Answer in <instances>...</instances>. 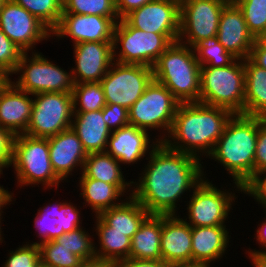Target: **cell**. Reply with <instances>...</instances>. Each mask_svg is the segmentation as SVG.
<instances>
[{"instance_id": "cell-31", "label": "cell", "mask_w": 266, "mask_h": 267, "mask_svg": "<svg viewBox=\"0 0 266 267\" xmlns=\"http://www.w3.org/2000/svg\"><path fill=\"white\" fill-rule=\"evenodd\" d=\"M80 177L93 178L109 184H132L124 179L121 163L106 151L87 154Z\"/></svg>"}, {"instance_id": "cell-47", "label": "cell", "mask_w": 266, "mask_h": 267, "mask_svg": "<svg viewBox=\"0 0 266 267\" xmlns=\"http://www.w3.org/2000/svg\"><path fill=\"white\" fill-rule=\"evenodd\" d=\"M125 267H168V264L161 260L128 258L121 261Z\"/></svg>"}, {"instance_id": "cell-9", "label": "cell", "mask_w": 266, "mask_h": 267, "mask_svg": "<svg viewBox=\"0 0 266 267\" xmlns=\"http://www.w3.org/2000/svg\"><path fill=\"white\" fill-rule=\"evenodd\" d=\"M31 55V56H30ZM23 53L16 70V81L9 80L19 89L36 95L45 92L72 93V72L62 69L40 52ZM17 73V74H16Z\"/></svg>"}, {"instance_id": "cell-58", "label": "cell", "mask_w": 266, "mask_h": 267, "mask_svg": "<svg viewBox=\"0 0 266 267\" xmlns=\"http://www.w3.org/2000/svg\"><path fill=\"white\" fill-rule=\"evenodd\" d=\"M261 40H266V31L263 33V35L260 37Z\"/></svg>"}, {"instance_id": "cell-13", "label": "cell", "mask_w": 266, "mask_h": 267, "mask_svg": "<svg viewBox=\"0 0 266 267\" xmlns=\"http://www.w3.org/2000/svg\"><path fill=\"white\" fill-rule=\"evenodd\" d=\"M222 0H180L178 41L193 47L198 41L217 36Z\"/></svg>"}, {"instance_id": "cell-17", "label": "cell", "mask_w": 266, "mask_h": 267, "mask_svg": "<svg viewBox=\"0 0 266 267\" xmlns=\"http://www.w3.org/2000/svg\"><path fill=\"white\" fill-rule=\"evenodd\" d=\"M73 48V82H101L114 62L113 42H82L73 45Z\"/></svg>"}, {"instance_id": "cell-42", "label": "cell", "mask_w": 266, "mask_h": 267, "mask_svg": "<svg viewBox=\"0 0 266 267\" xmlns=\"http://www.w3.org/2000/svg\"><path fill=\"white\" fill-rule=\"evenodd\" d=\"M243 193L253 197L266 211V170L256 173L244 186Z\"/></svg>"}, {"instance_id": "cell-46", "label": "cell", "mask_w": 266, "mask_h": 267, "mask_svg": "<svg viewBox=\"0 0 266 267\" xmlns=\"http://www.w3.org/2000/svg\"><path fill=\"white\" fill-rule=\"evenodd\" d=\"M153 0H115V8L119 19H123L131 11L142 7Z\"/></svg>"}, {"instance_id": "cell-49", "label": "cell", "mask_w": 266, "mask_h": 267, "mask_svg": "<svg viewBox=\"0 0 266 267\" xmlns=\"http://www.w3.org/2000/svg\"><path fill=\"white\" fill-rule=\"evenodd\" d=\"M111 262L112 261L106 260L104 258L95 257L91 259L82 260L79 267H108Z\"/></svg>"}, {"instance_id": "cell-41", "label": "cell", "mask_w": 266, "mask_h": 267, "mask_svg": "<svg viewBox=\"0 0 266 267\" xmlns=\"http://www.w3.org/2000/svg\"><path fill=\"white\" fill-rule=\"evenodd\" d=\"M104 121L110 131L129 125L128 109L117 104H106L102 109Z\"/></svg>"}, {"instance_id": "cell-29", "label": "cell", "mask_w": 266, "mask_h": 267, "mask_svg": "<svg viewBox=\"0 0 266 267\" xmlns=\"http://www.w3.org/2000/svg\"><path fill=\"white\" fill-rule=\"evenodd\" d=\"M244 67L246 83L243 115L266 118V70L250 58L244 60Z\"/></svg>"}, {"instance_id": "cell-43", "label": "cell", "mask_w": 266, "mask_h": 267, "mask_svg": "<svg viewBox=\"0 0 266 267\" xmlns=\"http://www.w3.org/2000/svg\"><path fill=\"white\" fill-rule=\"evenodd\" d=\"M15 135L8 129L0 126V172L11 167L13 160Z\"/></svg>"}, {"instance_id": "cell-51", "label": "cell", "mask_w": 266, "mask_h": 267, "mask_svg": "<svg viewBox=\"0 0 266 267\" xmlns=\"http://www.w3.org/2000/svg\"><path fill=\"white\" fill-rule=\"evenodd\" d=\"M254 267H266V257L261 252H245Z\"/></svg>"}, {"instance_id": "cell-4", "label": "cell", "mask_w": 266, "mask_h": 267, "mask_svg": "<svg viewBox=\"0 0 266 267\" xmlns=\"http://www.w3.org/2000/svg\"><path fill=\"white\" fill-rule=\"evenodd\" d=\"M200 69L192 47L173 42L152 66L154 80L179 103L200 102Z\"/></svg>"}, {"instance_id": "cell-5", "label": "cell", "mask_w": 266, "mask_h": 267, "mask_svg": "<svg viewBox=\"0 0 266 267\" xmlns=\"http://www.w3.org/2000/svg\"><path fill=\"white\" fill-rule=\"evenodd\" d=\"M245 83L242 59H236L229 66H201L200 102L226 108L234 114H243Z\"/></svg>"}, {"instance_id": "cell-40", "label": "cell", "mask_w": 266, "mask_h": 267, "mask_svg": "<svg viewBox=\"0 0 266 267\" xmlns=\"http://www.w3.org/2000/svg\"><path fill=\"white\" fill-rule=\"evenodd\" d=\"M25 243L8 253L3 267H37L40 264L39 246L33 243L29 244V242Z\"/></svg>"}, {"instance_id": "cell-22", "label": "cell", "mask_w": 266, "mask_h": 267, "mask_svg": "<svg viewBox=\"0 0 266 267\" xmlns=\"http://www.w3.org/2000/svg\"><path fill=\"white\" fill-rule=\"evenodd\" d=\"M49 157L55 174L66 182L72 172L80 169L82 172L87 152L72 128L61 131L48 138ZM76 167V168H75Z\"/></svg>"}, {"instance_id": "cell-24", "label": "cell", "mask_w": 266, "mask_h": 267, "mask_svg": "<svg viewBox=\"0 0 266 267\" xmlns=\"http://www.w3.org/2000/svg\"><path fill=\"white\" fill-rule=\"evenodd\" d=\"M226 227H192V263L211 267L210 264L223 258L231 238Z\"/></svg>"}, {"instance_id": "cell-55", "label": "cell", "mask_w": 266, "mask_h": 267, "mask_svg": "<svg viewBox=\"0 0 266 267\" xmlns=\"http://www.w3.org/2000/svg\"><path fill=\"white\" fill-rule=\"evenodd\" d=\"M2 215H3V214H0V243H1V245H2V242L4 241V240H3L4 238H3L2 234H1V233H2V230H1V229H2V228H1V226H2L1 222H2V221H1V219L3 218Z\"/></svg>"}, {"instance_id": "cell-1", "label": "cell", "mask_w": 266, "mask_h": 267, "mask_svg": "<svg viewBox=\"0 0 266 267\" xmlns=\"http://www.w3.org/2000/svg\"><path fill=\"white\" fill-rule=\"evenodd\" d=\"M145 159L149 161L141 176L132 182V196L149 214L177 215V203L184 193L191 192L206 177L203 162L193 155L169 149L163 142Z\"/></svg>"}, {"instance_id": "cell-38", "label": "cell", "mask_w": 266, "mask_h": 267, "mask_svg": "<svg viewBox=\"0 0 266 267\" xmlns=\"http://www.w3.org/2000/svg\"><path fill=\"white\" fill-rule=\"evenodd\" d=\"M83 227H79L71 232L62 234L56 239L57 242H63L73 254L82 260L95 258V242Z\"/></svg>"}, {"instance_id": "cell-10", "label": "cell", "mask_w": 266, "mask_h": 267, "mask_svg": "<svg viewBox=\"0 0 266 267\" xmlns=\"http://www.w3.org/2000/svg\"><path fill=\"white\" fill-rule=\"evenodd\" d=\"M31 118L25 132L36 138H49L71 128L73 119L72 93L45 92L32 95Z\"/></svg>"}, {"instance_id": "cell-39", "label": "cell", "mask_w": 266, "mask_h": 267, "mask_svg": "<svg viewBox=\"0 0 266 267\" xmlns=\"http://www.w3.org/2000/svg\"><path fill=\"white\" fill-rule=\"evenodd\" d=\"M23 53L0 28V73L4 77L9 79L14 74Z\"/></svg>"}, {"instance_id": "cell-21", "label": "cell", "mask_w": 266, "mask_h": 267, "mask_svg": "<svg viewBox=\"0 0 266 267\" xmlns=\"http://www.w3.org/2000/svg\"><path fill=\"white\" fill-rule=\"evenodd\" d=\"M180 215H162L161 255L169 264L192 263V227Z\"/></svg>"}, {"instance_id": "cell-44", "label": "cell", "mask_w": 266, "mask_h": 267, "mask_svg": "<svg viewBox=\"0 0 266 267\" xmlns=\"http://www.w3.org/2000/svg\"><path fill=\"white\" fill-rule=\"evenodd\" d=\"M266 170V119L259 125L254 156V175Z\"/></svg>"}, {"instance_id": "cell-12", "label": "cell", "mask_w": 266, "mask_h": 267, "mask_svg": "<svg viewBox=\"0 0 266 267\" xmlns=\"http://www.w3.org/2000/svg\"><path fill=\"white\" fill-rule=\"evenodd\" d=\"M153 79L152 67L114 61L101 79L106 104H117L129 109Z\"/></svg>"}, {"instance_id": "cell-60", "label": "cell", "mask_w": 266, "mask_h": 267, "mask_svg": "<svg viewBox=\"0 0 266 267\" xmlns=\"http://www.w3.org/2000/svg\"><path fill=\"white\" fill-rule=\"evenodd\" d=\"M37 267H50V266H47V265H44L40 262V264L37 266Z\"/></svg>"}, {"instance_id": "cell-8", "label": "cell", "mask_w": 266, "mask_h": 267, "mask_svg": "<svg viewBox=\"0 0 266 267\" xmlns=\"http://www.w3.org/2000/svg\"><path fill=\"white\" fill-rule=\"evenodd\" d=\"M178 105L179 101L172 93L153 79L141 97L128 109L129 125L147 132L161 129L160 136L163 135L157 136L158 141L163 142L171 130Z\"/></svg>"}, {"instance_id": "cell-7", "label": "cell", "mask_w": 266, "mask_h": 267, "mask_svg": "<svg viewBox=\"0 0 266 267\" xmlns=\"http://www.w3.org/2000/svg\"><path fill=\"white\" fill-rule=\"evenodd\" d=\"M178 38L179 34H157L139 30L123 18L116 23L114 29L113 59L122 64L152 67L158 57L173 42L178 41Z\"/></svg>"}, {"instance_id": "cell-56", "label": "cell", "mask_w": 266, "mask_h": 267, "mask_svg": "<svg viewBox=\"0 0 266 267\" xmlns=\"http://www.w3.org/2000/svg\"><path fill=\"white\" fill-rule=\"evenodd\" d=\"M7 80L6 77H4L1 73H0V86Z\"/></svg>"}, {"instance_id": "cell-15", "label": "cell", "mask_w": 266, "mask_h": 267, "mask_svg": "<svg viewBox=\"0 0 266 267\" xmlns=\"http://www.w3.org/2000/svg\"><path fill=\"white\" fill-rule=\"evenodd\" d=\"M119 17L62 13L59 24L51 32L52 39H72L73 45L82 42H113L114 29Z\"/></svg>"}, {"instance_id": "cell-34", "label": "cell", "mask_w": 266, "mask_h": 267, "mask_svg": "<svg viewBox=\"0 0 266 267\" xmlns=\"http://www.w3.org/2000/svg\"><path fill=\"white\" fill-rule=\"evenodd\" d=\"M39 21L51 32L59 24L63 13V0H13Z\"/></svg>"}, {"instance_id": "cell-11", "label": "cell", "mask_w": 266, "mask_h": 267, "mask_svg": "<svg viewBox=\"0 0 266 267\" xmlns=\"http://www.w3.org/2000/svg\"><path fill=\"white\" fill-rule=\"evenodd\" d=\"M212 183L204 177L186 201L188 217L184 216V220L188 219L191 227L226 226L225 221L237 197L230 189L221 190Z\"/></svg>"}, {"instance_id": "cell-59", "label": "cell", "mask_w": 266, "mask_h": 267, "mask_svg": "<svg viewBox=\"0 0 266 267\" xmlns=\"http://www.w3.org/2000/svg\"><path fill=\"white\" fill-rule=\"evenodd\" d=\"M222 1H224L226 3H234L235 0H222Z\"/></svg>"}, {"instance_id": "cell-52", "label": "cell", "mask_w": 266, "mask_h": 267, "mask_svg": "<svg viewBox=\"0 0 266 267\" xmlns=\"http://www.w3.org/2000/svg\"><path fill=\"white\" fill-rule=\"evenodd\" d=\"M168 267H206V266L190 263V264H169Z\"/></svg>"}, {"instance_id": "cell-26", "label": "cell", "mask_w": 266, "mask_h": 267, "mask_svg": "<svg viewBox=\"0 0 266 267\" xmlns=\"http://www.w3.org/2000/svg\"><path fill=\"white\" fill-rule=\"evenodd\" d=\"M71 128L89 153L106 151L111 131L107 127L102 109L90 112H73Z\"/></svg>"}, {"instance_id": "cell-25", "label": "cell", "mask_w": 266, "mask_h": 267, "mask_svg": "<svg viewBox=\"0 0 266 267\" xmlns=\"http://www.w3.org/2000/svg\"><path fill=\"white\" fill-rule=\"evenodd\" d=\"M78 179L80 180H78L77 186L81 190V196L79 197L84 199L83 204L89 206L95 216L102 211L119 205L120 201H123L121 196L122 198L124 195L126 196L128 191L130 192L128 195L132 196V190H130L132 189V184H109L88 177H79Z\"/></svg>"}, {"instance_id": "cell-20", "label": "cell", "mask_w": 266, "mask_h": 267, "mask_svg": "<svg viewBox=\"0 0 266 267\" xmlns=\"http://www.w3.org/2000/svg\"><path fill=\"white\" fill-rule=\"evenodd\" d=\"M148 133L150 134L133 125L111 131L106 152L117 159L121 165H132L135 162L137 164L160 143L158 138L151 141Z\"/></svg>"}, {"instance_id": "cell-18", "label": "cell", "mask_w": 266, "mask_h": 267, "mask_svg": "<svg viewBox=\"0 0 266 267\" xmlns=\"http://www.w3.org/2000/svg\"><path fill=\"white\" fill-rule=\"evenodd\" d=\"M79 209L75 204L69 202L47 203L38 209L34 218V227L37 229V236L40 241L33 244H40L56 240L62 234L71 232L82 227V220ZM81 224V225H80Z\"/></svg>"}, {"instance_id": "cell-37", "label": "cell", "mask_w": 266, "mask_h": 267, "mask_svg": "<svg viewBox=\"0 0 266 267\" xmlns=\"http://www.w3.org/2000/svg\"><path fill=\"white\" fill-rule=\"evenodd\" d=\"M63 13L118 17L115 0H63Z\"/></svg>"}, {"instance_id": "cell-23", "label": "cell", "mask_w": 266, "mask_h": 267, "mask_svg": "<svg viewBox=\"0 0 266 267\" xmlns=\"http://www.w3.org/2000/svg\"><path fill=\"white\" fill-rule=\"evenodd\" d=\"M9 79L0 86V126L15 136L25 134L32 113L33 98Z\"/></svg>"}, {"instance_id": "cell-2", "label": "cell", "mask_w": 266, "mask_h": 267, "mask_svg": "<svg viewBox=\"0 0 266 267\" xmlns=\"http://www.w3.org/2000/svg\"><path fill=\"white\" fill-rule=\"evenodd\" d=\"M233 115L226 108L201 102L179 103L163 143L174 151L207 158Z\"/></svg>"}, {"instance_id": "cell-57", "label": "cell", "mask_w": 266, "mask_h": 267, "mask_svg": "<svg viewBox=\"0 0 266 267\" xmlns=\"http://www.w3.org/2000/svg\"><path fill=\"white\" fill-rule=\"evenodd\" d=\"M7 0H0V12Z\"/></svg>"}, {"instance_id": "cell-16", "label": "cell", "mask_w": 266, "mask_h": 267, "mask_svg": "<svg viewBox=\"0 0 266 267\" xmlns=\"http://www.w3.org/2000/svg\"><path fill=\"white\" fill-rule=\"evenodd\" d=\"M180 0H153L127 14L134 28L157 34H179Z\"/></svg>"}, {"instance_id": "cell-54", "label": "cell", "mask_w": 266, "mask_h": 267, "mask_svg": "<svg viewBox=\"0 0 266 267\" xmlns=\"http://www.w3.org/2000/svg\"><path fill=\"white\" fill-rule=\"evenodd\" d=\"M248 249L249 250L246 251V252H261L266 257V248L264 250H262V249L261 250L260 249L259 250H255V249L254 250L253 249L251 250V248L249 247Z\"/></svg>"}, {"instance_id": "cell-33", "label": "cell", "mask_w": 266, "mask_h": 267, "mask_svg": "<svg viewBox=\"0 0 266 267\" xmlns=\"http://www.w3.org/2000/svg\"><path fill=\"white\" fill-rule=\"evenodd\" d=\"M73 112L101 110L106 105L101 82L74 83Z\"/></svg>"}, {"instance_id": "cell-53", "label": "cell", "mask_w": 266, "mask_h": 267, "mask_svg": "<svg viewBox=\"0 0 266 267\" xmlns=\"http://www.w3.org/2000/svg\"><path fill=\"white\" fill-rule=\"evenodd\" d=\"M108 267H125L122 262L113 261L111 262Z\"/></svg>"}, {"instance_id": "cell-45", "label": "cell", "mask_w": 266, "mask_h": 267, "mask_svg": "<svg viewBox=\"0 0 266 267\" xmlns=\"http://www.w3.org/2000/svg\"><path fill=\"white\" fill-rule=\"evenodd\" d=\"M249 58L256 65L266 70V40L255 39Z\"/></svg>"}, {"instance_id": "cell-32", "label": "cell", "mask_w": 266, "mask_h": 267, "mask_svg": "<svg viewBox=\"0 0 266 267\" xmlns=\"http://www.w3.org/2000/svg\"><path fill=\"white\" fill-rule=\"evenodd\" d=\"M192 49L200 66H229L237 59L224 48L217 36L198 41Z\"/></svg>"}, {"instance_id": "cell-3", "label": "cell", "mask_w": 266, "mask_h": 267, "mask_svg": "<svg viewBox=\"0 0 266 267\" xmlns=\"http://www.w3.org/2000/svg\"><path fill=\"white\" fill-rule=\"evenodd\" d=\"M261 116L234 114L208 158L220 163L233 178L235 190L244 192V186L254 177V156Z\"/></svg>"}, {"instance_id": "cell-6", "label": "cell", "mask_w": 266, "mask_h": 267, "mask_svg": "<svg viewBox=\"0 0 266 267\" xmlns=\"http://www.w3.org/2000/svg\"><path fill=\"white\" fill-rule=\"evenodd\" d=\"M48 138H36L26 134L15 136L13 160L17 184L20 187L42 184L45 190L59 188L63 182L53 170L49 157ZM52 187V188H50Z\"/></svg>"}, {"instance_id": "cell-35", "label": "cell", "mask_w": 266, "mask_h": 267, "mask_svg": "<svg viewBox=\"0 0 266 267\" xmlns=\"http://www.w3.org/2000/svg\"><path fill=\"white\" fill-rule=\"evenodd\" d=\"M41 263L50 267H79L82 259L56 240L38 244Z\"/></svg>"}, {"instance_id": "cell-27", "label": "cell", "mask_w": 266, "mask_h": 267, "mask_svg": "<svg viewBox=\"0 0 266 267\" xmlns=\"http://www.w3.org/2000/svg\"><path fill=\"white\" fill-rule=\"evenodd\" d=\"M126 197L119 205L98 216L111 227V231L125 233L131 239L149 213L133 196Z\"/></svg>"}, {"instance_id": "cell-30", "label": "cell", "mask_w": 266, "mask_h": 267, "mask_svg": "<svg viewBox=\"0 0 266 267\" xmlns=\"http://www.w3.org/2000/svg\"><path fill=\"white\" fill-rule=\"evenodd\" d=\"M95 227H93L98 236V246L95 245V254L98 258H104L110 261L121 262L129 258L131 239L119 231H111L98 215L95 216Z\"/></svg>"}, {"instance_id": "cell-19", "label": "cell", "mask_w": 266, "mask_h": 267, "mask_svg": "<svg viewBox=\"0 0 266 267\" xmlns=\"http://www.w3.org/2000/svg\"><path fill=\"white\" fill-rule=\"evenodd\" d=\"M218 41L237 59L250 57L255 38L248 31L245 19L235 3H227L221 13Z\"/></svg>"}, {"instance_id": "cell-50", "label": "cell", "mask_w": 266, "mask_h": 267, "mask_svg": "<svg viewBox=\"0 0 266 267\" xmlns=\"http://www.w3.org/2000/svg\"><path fill=\"white\" fill-rule=\"evenodd\" d=\"M14 193H10L7 189L3 187V185H0V214L3 213V208L10 205V202H13L14 199Z\"/></svg>"}, {"instance_id": "cell-36", "label": "cell", "mask_w": 266, "mask_h": 267, "mask_svg": "<svg viewBox=\"0 0 266 267\" xmlns=\"http://www.w3.org/2000/svg\"><path fill=\"white\" fill-rule=\"evenodd\" d=\"M241 10L248 31L253 37L260 38L266 31V0H235Z\"/></svg>"}, {"instance_id": "cell-14", "label": "cell", "mask_w": 266, "mask_h": 267, "mask_svg": "<svg viewBox=\"0 0 266 267\" xmlns=\"http://www.w3.org/2000/svg\"><path fill=\"white\" fill-rule=\"evenodd\" d=\"M0 28L24 53L35 52L37 43L52 37L41 21L13 0H7L1 9Z\"/></svg>"}, {"instance_id": "cell-48", "label": "cell", "mask_w": 266, "mask_h": 267, "mask_svg": "<svg viewBox=\"0 0 266 267\" xmlns=\"http://www.w3.org/2000/svg\"><path fill=\"white\" fill-rule=\"evenodd\" d=\"M266 213V211H263ZM261 224V225H260ZM258 224V229L256 231L255 239L256 242L259 243V246L261 245L262 249L266 248V214L264 217V220L262 223Z\"/></svg>"}, {"instance_id": "cell-28", "label": "cell", "mask_w": 266, "mask_h": 267, "mask_svg": "<svg viewBox=\"0 0 266 267\" xmlns=\"http://www.w3.org/2000/svg\"><path fill=\"white\" fill-rule=\"evenodd\" d=\"M162 215L149 214L131 238L129 258L161 260Z\"/></svg>"}]
</instances>
